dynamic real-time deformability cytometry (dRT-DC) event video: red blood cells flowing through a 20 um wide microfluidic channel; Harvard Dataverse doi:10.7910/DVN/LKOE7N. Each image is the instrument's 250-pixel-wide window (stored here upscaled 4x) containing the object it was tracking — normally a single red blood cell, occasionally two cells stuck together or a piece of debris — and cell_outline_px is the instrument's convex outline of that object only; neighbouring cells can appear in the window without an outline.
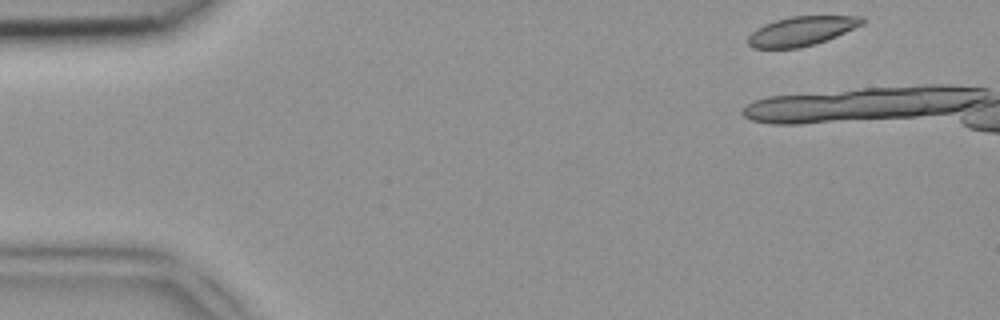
{"species": "common noctule bat (a hibernating species)", "species_latin": "Nyctalus noctula", "temperature_condition": "room temperature", "stored_images_in_passage": 5, "camera_frame_rate_fps": 3000, "um_per_image_px": 0.085, "animal": {"sex": "female", "body_mass_g": 18.4}, "frame": {"image": 1, "passage_image": 1, "time_ms": 0.0, "image_size_px": [1000, 320], "cell_outline_px": [[864, 24], [836, 36], [816, 44], [800, 48], [752, 48], [748, 44], [748, 36], [756, 28], [764, 24], [776, 20], [792, 16], [864, 16]], "centroid_in_image_um": [68.13, 2.64], "position_along_channel_um": 16.9, "area_um2": 19.48}}